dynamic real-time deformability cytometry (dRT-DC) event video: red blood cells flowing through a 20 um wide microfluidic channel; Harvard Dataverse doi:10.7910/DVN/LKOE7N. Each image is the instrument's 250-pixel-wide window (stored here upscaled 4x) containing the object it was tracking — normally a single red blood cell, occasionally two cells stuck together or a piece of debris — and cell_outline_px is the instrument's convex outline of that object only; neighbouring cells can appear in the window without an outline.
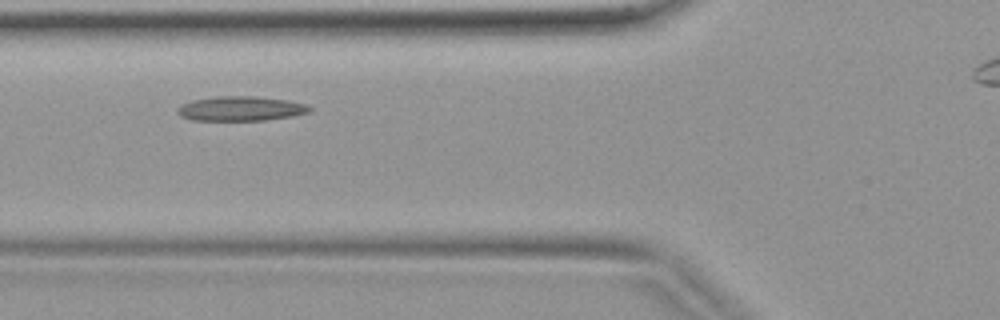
{"species": "common noctule bat (a hibernating species)", "species_latin": "Nyctalus noctula", "temperature_condition": "warm", "stored_images_in_passage": 2, "camera_frame_rate_fps": 3000, "um_per_image_px": 0.085, "animal": {"sex": "female", "body_mass_g": 19.9}, "frame": {"image": 1, "passage_image": 2, "time_ms": 0.333, "image_size_px": [1000, 320], "cell_outline_px": [[312, 108], [308, 112], [292, 116], [264, 120], [192, 120], [180, 116], [176, 112], [176, 108], [180, 104], [192, 100], [216, 96], [260, 96], [288, 100], [304, 104]], "centroid_in_image_um": [20.4, 9.22], "position_along_channel_um": 105.4, "area_um2": 19.02}}